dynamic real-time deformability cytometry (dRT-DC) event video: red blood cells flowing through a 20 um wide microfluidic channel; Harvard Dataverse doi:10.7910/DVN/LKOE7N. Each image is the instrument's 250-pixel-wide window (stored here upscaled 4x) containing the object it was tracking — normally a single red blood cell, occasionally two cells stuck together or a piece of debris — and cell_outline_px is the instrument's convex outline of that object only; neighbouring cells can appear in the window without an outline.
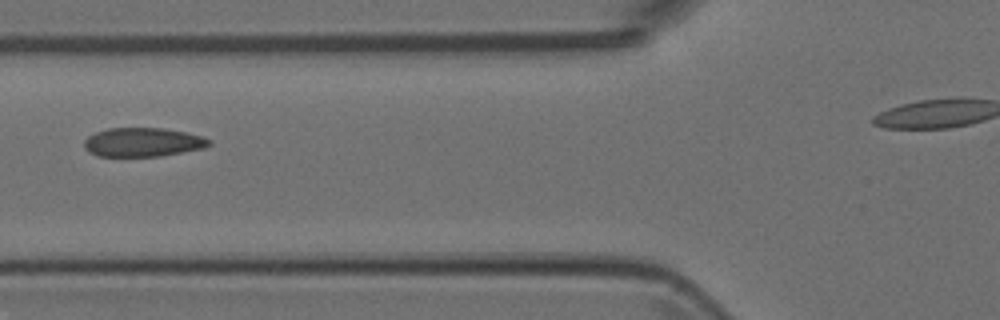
{"species": "Egyptian fruit bat (a non-hibernating species)", "species_latin": "Rousettus aegyptiacus", "temperature_condition": "room temperature", "stored_images_in_passage": 4, "camera_frame_rate_fps": 3000, "um_per_image_px": 0.085, "animal": {"sex": "female"}, "frame": {"image": 1, "passage_image": 4, "time_ms": 1.0, "image_size_px": [1000, 320], "cell_outline_px": [[212, 144], [204, 148], [160, 156], [96, 156], [88, 152], [84, 148], [84, 140], [88, 136], [96, 132], [108, 128], [164, 128], [204, 136], [212, 140]], "centroid_in_image_um": [12.15, 12.09], "position_along_channel_um": 113.7, "area_um2": 21.21}}